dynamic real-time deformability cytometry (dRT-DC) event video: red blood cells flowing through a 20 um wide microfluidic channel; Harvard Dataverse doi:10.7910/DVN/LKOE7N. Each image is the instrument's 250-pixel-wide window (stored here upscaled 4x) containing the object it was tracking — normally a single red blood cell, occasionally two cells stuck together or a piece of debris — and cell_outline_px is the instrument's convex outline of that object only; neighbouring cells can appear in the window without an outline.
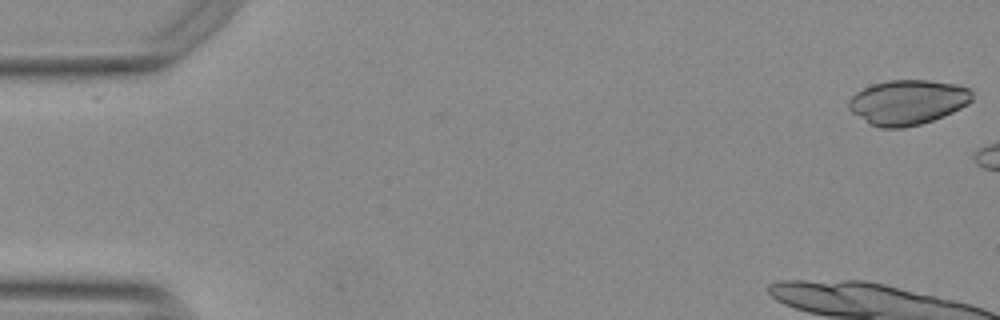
{"species": "Egyptian fruit bat (a non-hibernating species)", "species_latin": "Rousettus aegyptiacus", "temperature_condition": "warm", "stored_images_in_passage": 8, "camera_frame_rate_fps": 3000, "um_per_image_px": 0.085, "animal": {"sex": "female"}, "frame": {"image": 1, "passage_image": 1, "time_ms": 0.0, "image_size_px": [1000, 320], "cell_outline_px": [[972, 100], [968, 104], [944, 116], [920, 124], [904, 128], [880, 128], [868, 124], [852, 112], [848, 108], [848, 100], [856, 92], [872, 84], [888, 80], [928, 80], [956, 84], [968, 88], [972, 92]], "centroid_in_image_um": [77.13, 8.69], "position_along_channel_um": 7.9, "area_um2": 32.37}}